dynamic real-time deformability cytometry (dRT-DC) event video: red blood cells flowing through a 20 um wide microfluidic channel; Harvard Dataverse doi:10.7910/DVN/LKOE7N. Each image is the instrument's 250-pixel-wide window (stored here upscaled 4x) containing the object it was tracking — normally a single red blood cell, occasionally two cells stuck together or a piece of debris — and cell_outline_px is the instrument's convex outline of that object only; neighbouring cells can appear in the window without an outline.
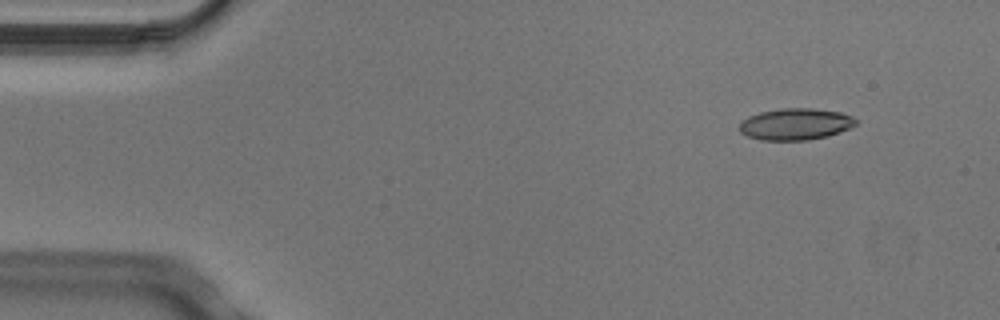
{"species": "Egyptian fruit bat (a non-hibernating species)", "species_latin": "Rousettus aegyptiacus", "temperature_condition": "cold", "stored_images_in_passage": 8, "camera_frame_rate_fps": 3000, "um_per_image_px": 0.085, "animal": {"sex": "male"}, "frame": {"image": 1, "passage_image": 2, "time_ms": 0.333, "image_size_px": [1000, 320], "cell_outline_px": [[856, 124], [848, 128], [828, 136], [808, 140], [760, 140], [748, 136], [740, 132], [740, 120], [748, 116], [760, 112], [780, 108], [812, 108], [840, 112], [852, 116], [856, 120]], "centroid_in_image_um": [67.58, 10.54], "position_along_channel_um": 17.4, "area_um2": 21.44}}
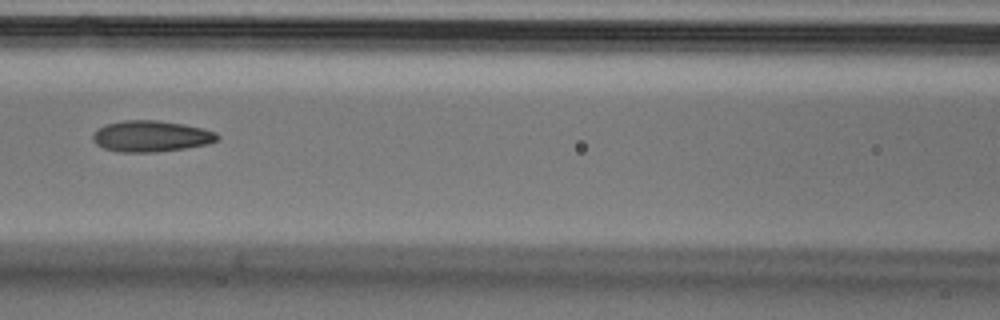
{"frame": {"image": 2, "passage_image": 7, "time_ms": 2.0, "image_size_px": [1000, 320], "cell_outline_px": [[220, 136], [216, 140], [208, 144], [184, 148], [156, 152], [120, 152], [104, 148], [96, 144], [92, 140], [92, 132], [104, 124], [124, 120], [156, 120], [184, 124], [204, 128], [216, 132]], "centroid_in_image_um": [12.81, 11.57], "position_along_channel_um": 153.8, "area_um2": 22.77}}
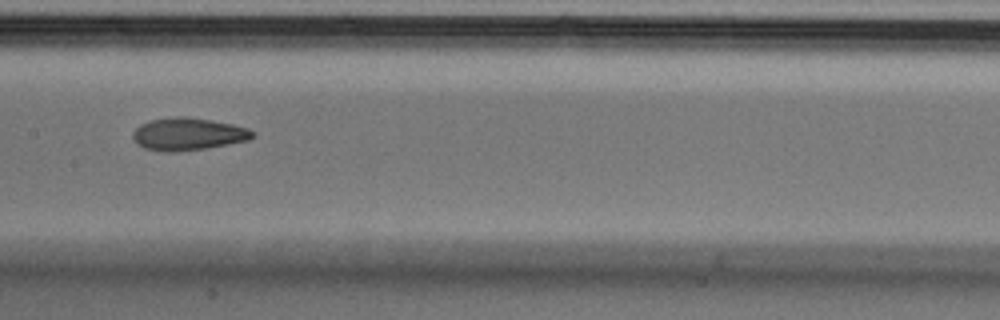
{"frame": {"image": 3, "passage_image": 8, "time_ms": 2.333, "image_size_px": [1000, 320], "cell_outline_px": [[256, 136], [248, 140], [208, 148], [176, 152], [164, 152], [144, 148], [136, 144], [132, 136], [132, 132], [140, 124], [152, 120], [176, 116], [184, 116], [212, 120], [232, 124], [248, 128], [256, 132]], "centroid_in_image_um": [15.99, 11.4], "position_along_channel_um": 191.4, "area_um2": 22.89}}